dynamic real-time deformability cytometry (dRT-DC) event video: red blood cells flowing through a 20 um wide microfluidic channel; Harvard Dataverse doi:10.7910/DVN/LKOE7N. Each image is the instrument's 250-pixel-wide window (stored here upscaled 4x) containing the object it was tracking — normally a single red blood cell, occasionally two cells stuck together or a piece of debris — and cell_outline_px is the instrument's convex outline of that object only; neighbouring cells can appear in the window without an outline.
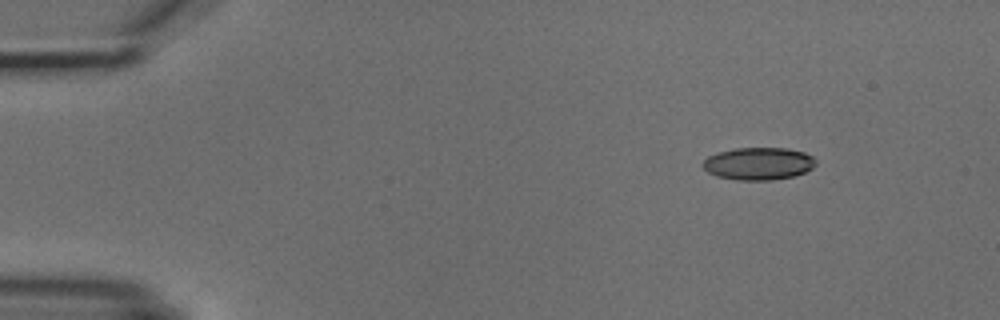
{"species": "common noctule bat (a hibernating species)", "species_latin": "Nyctalus noctula", "temperature_condition": "cold", "stored_images_in_passage": 8, "camera_frame_rate_fps": 3000, "um_per_image_px": 0.085, "animal": {"sex": "male", "body_mass_g": 18.8}, "frame": {"image": 1, "passage_image": 2, "time_ms": 1.333, "image_size_px": [1000, 320], "cell_outline_px": [[816, 164], [812, 168], [804, 172], [792, 176], [772, 180], [736, 180], [716, 176], [708, 172], [700, 164], [708, 156], [720, 152], [736, 148], [788, 148], [804, 152], [812, 156], [816, 160]], "centroid_in_image_um": [64.46, 13.91], "position_along_channel_um": 20.5, "area_um2": 21.39}}
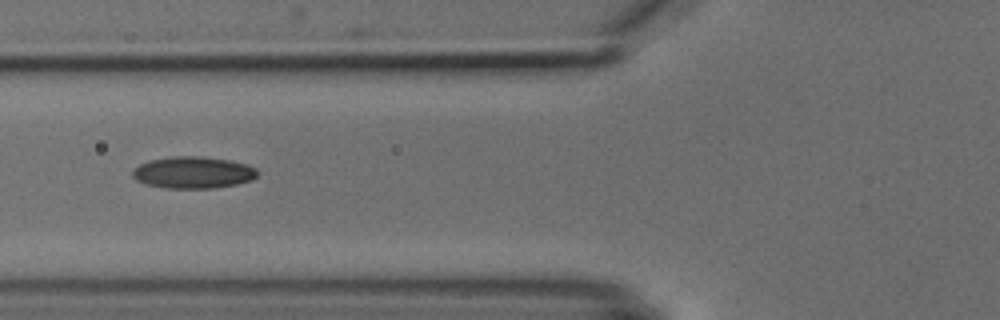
{"frame": {"image": 2, "passage_image": 6, "time_ms": 6.0, "image_size_px": [1000, 320], "cell_outline_px": [[256, 176], [252, 180], [236, 184], [216, 188], [164, 188], [144, 184], [136, 180], [132, 176], [132, 172], [140, 164], [148, 160], [172, 156], [200, 156], [228, 160], [248, 164], [256, 168]], "centroid_in_image_um": [16.4, 14.66], "position_along_channel_um": 109.4, "area_um2": 23.24}}
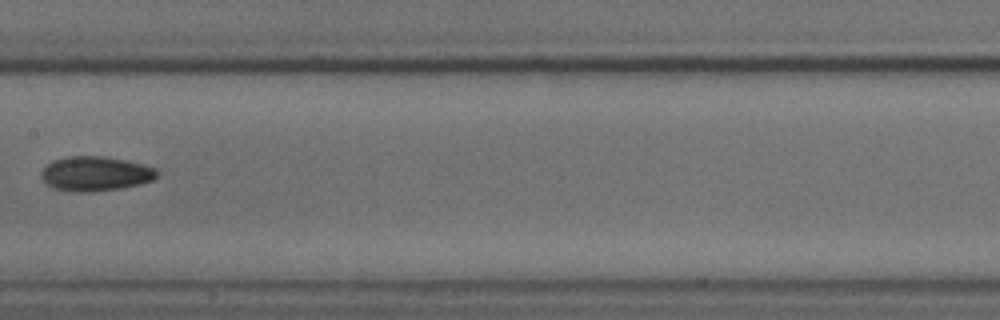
{"frame": {"image": 3, "passage_image": 8, "time_ms": 8.333, "image_size_px": [1000, 320], "cell_outline_px": [[160, 172], [152, 180], [140, 184], [120, 188], [88, 192], [76, 192], [52, 188], [40, 176], [40, 172], [52, 160], [68, 156], [100, 156], [124, 160], [156, 168]], "centroid_in_image_um": [8.09, 14.76], "position_along_channel_um": 199.3, "area_um2": 23.18}}